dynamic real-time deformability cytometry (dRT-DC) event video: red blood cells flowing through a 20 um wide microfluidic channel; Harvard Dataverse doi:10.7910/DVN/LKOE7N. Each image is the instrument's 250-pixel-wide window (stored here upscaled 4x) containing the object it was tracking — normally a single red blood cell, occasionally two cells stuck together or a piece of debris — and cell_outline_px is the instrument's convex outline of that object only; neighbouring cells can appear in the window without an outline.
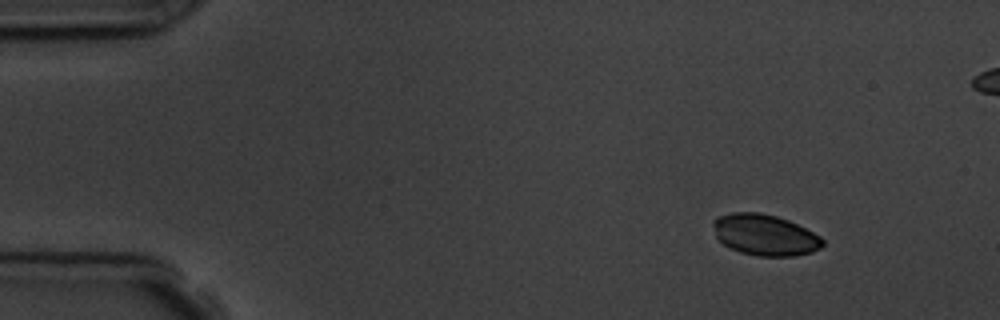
{"species": "common noctule bat (a hibernating species)", "species_latin": "Nyctalus noctula", "temperature_condition": "room temperature", "stored_images_in_passage": 4, "camera_frame_rate_fps": 3000, "um_per_image_px": 0.085, "animal": {"sex": "male", "body_mass_g": 19.5, "forearm_length_mm": 54.6}, "frame": {"image": 1, "passage_image": 1, "time_ms": 0.0, "image_size_px": [1000, 320], "cell_outline_px": [[824, 244], [820, 248], [812, 252], [796, 256], [756, 256], [740, 252], [724, 244], [716, 236], [712, 224], [712, 220], [716, 216], [732, 212], [760, 212], [776, 216], [788, 220], [820, 236], [824, 240]], "centroid_in_image_um": [65.0, 19.96], "position_along_channel_um": 20.0, "area_um2": 26.3}}